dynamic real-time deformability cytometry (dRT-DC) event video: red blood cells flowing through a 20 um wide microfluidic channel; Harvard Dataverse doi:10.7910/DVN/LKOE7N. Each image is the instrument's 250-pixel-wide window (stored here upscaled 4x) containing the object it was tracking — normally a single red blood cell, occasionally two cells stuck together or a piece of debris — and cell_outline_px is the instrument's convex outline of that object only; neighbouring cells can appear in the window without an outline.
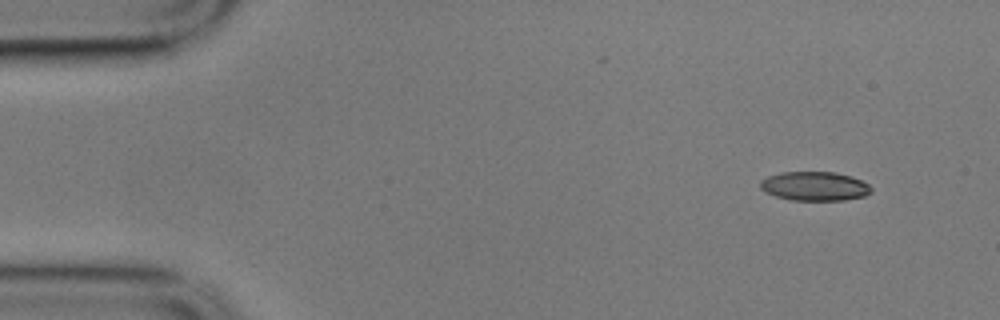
{"species": "common noctule bat (a hibernating species)", "species_latin": "Nyctalus noctula", "temperature_condition": "cold", "stored_images_in_passage": 14, "camera_frame_rate_fps": 3000, "um_per_image_px": 0.085, "animal": {"sex": "male", "body_mass_g": 17.9}, "frame": {"image": 1, "passage_image": 1, "time_ms": 0.0, "image_size_px": [1000, 320], "cell_outline_px": [[872, 192], [864, 196], [844, 200], [792, 200], [776, 196], [764, 192], [760, 188], [760, 180], [768, 176], [780, 172], [836, 172], [852, 176], [868, 184], [872, 188]], "centroid_in_image_um": [69.24, 15.82], "position_along_channel_um": 15.8, "area_um2": 18.9}}
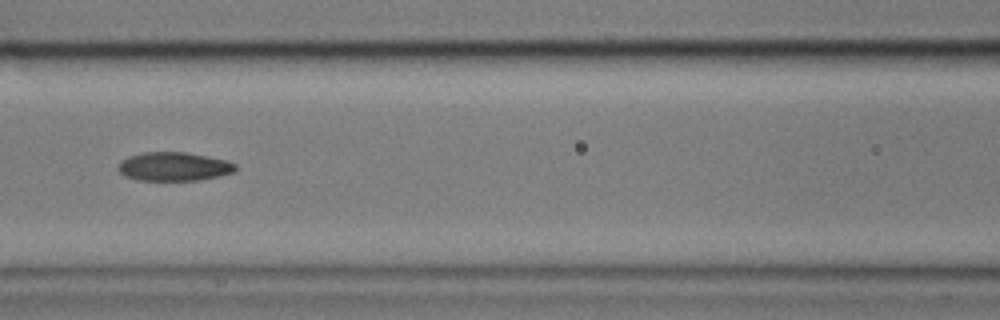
{"frame": {"image": 2, "passage_image": 6, "time_ms": 1.667, "image_size_px": [1000, 320], "cell_outline_px": [[236, 172], [220, 176], [200, 180], [136, 180], [124, 176], [120, 172], [120, 164], [128, 156], [144, 152], [184, 152], [228, 160], [236, 164]], "centroid_in_image_um": [14.84, 14.16], "position_along_channel_um": 151.8, "area_um2": 19.59}}
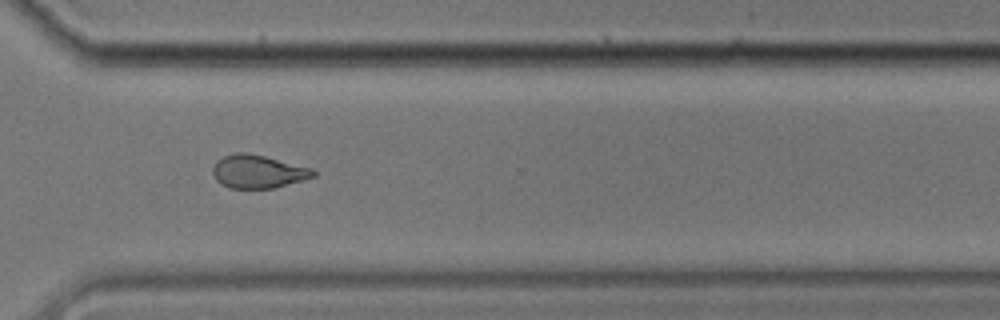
{"frame": {"image": 3, "passage_image": 11, "time_ms": 3.333, "image_size_px": [1000, 320], "cell_outline_px": [[316, 176], [304, 180], [272, 188], [228, 188], [220, 184], [216, 180], [212, 172], [212, 168], [224, 156], [236, 152], [248, 152], [312, 168], [316, 172]], "centroid_in_image_um": [21.94, 14.59], "position_along_channel_um": 348.7, "area_um2": 19.36}}